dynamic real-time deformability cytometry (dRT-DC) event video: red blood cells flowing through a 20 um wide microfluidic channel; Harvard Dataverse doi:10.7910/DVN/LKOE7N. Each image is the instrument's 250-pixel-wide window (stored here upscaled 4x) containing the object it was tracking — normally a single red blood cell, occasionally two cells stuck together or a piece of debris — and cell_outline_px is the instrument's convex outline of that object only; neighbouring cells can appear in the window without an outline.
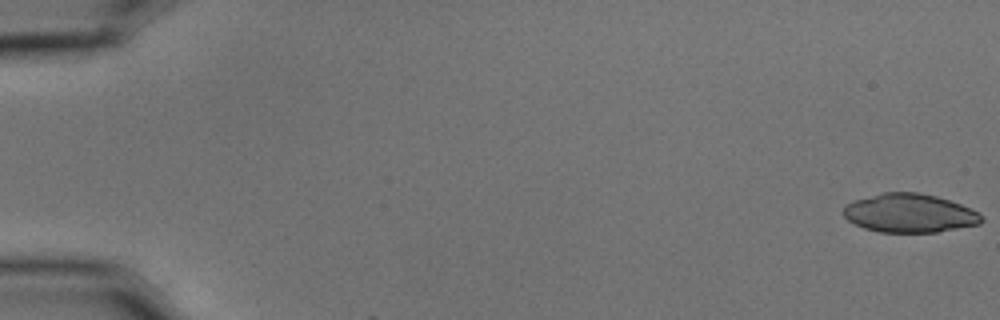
{"species": "common noctule bat (a hibernating species)", "species_latin": "Nyctalus noctula", "temperature_condition": "cold", "stored_images_in_passage": 3, "camera_frame_rate_fps": 3000, "um_per_image_px": 0.085, "animal": {"sex": "male", "body_mass_g": 15.6}, "frame": {"image": 1, "passage_image": 1, "time_ms": 0.0, "image_size_px": [1000, 320], "cell_outline_px": [[984, 220], [980, 224], [936, 232], [880, 232], [864, 228], [848, 220], [844, 216], [844, 204], [852, 200], [884, 192], [920, 192], [936, 196], [960, 204], [984, 216]], "centroid_in_image_um": [77.29, 18.11], "position_along_channel_um": 7.7, "area_um2": 31.1}}